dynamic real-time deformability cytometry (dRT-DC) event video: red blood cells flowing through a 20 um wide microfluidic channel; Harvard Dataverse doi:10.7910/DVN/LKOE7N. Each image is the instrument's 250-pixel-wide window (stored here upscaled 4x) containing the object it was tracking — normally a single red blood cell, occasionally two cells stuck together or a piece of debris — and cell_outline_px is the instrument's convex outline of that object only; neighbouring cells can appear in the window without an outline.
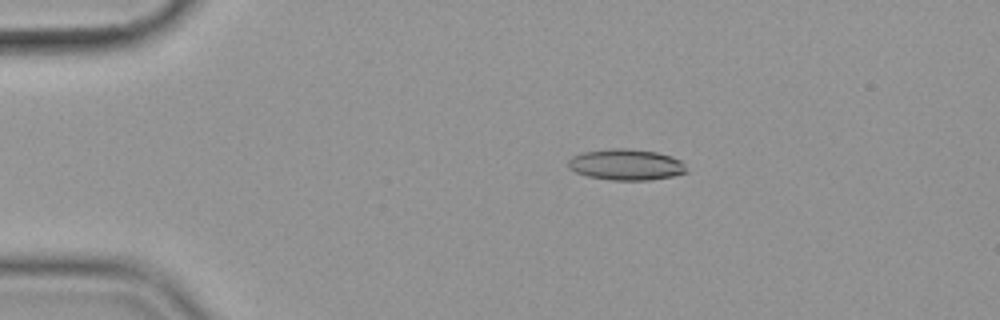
{"species": "common noctule bat (a hibernating species)", "species_latin": "Nyctalus noctula", "temperature_condition": "cold", "stored_images_in_passage": 50, "camera_frame_rate_fps": 3000, "um_per_image_px": 0.085, "animal": {"sex": "female", "body_mass_g": 19.9}, "frame": {"image": 1, "passage_image": 5, "time_ms": 1.333, "image_size_px": [1000, 320], "cell_outline_px": [[688, 172], [672, 176], [648, 180], [612, 180], [588, 176], [576, 172], [568, 168], [568, 160], [572, 156], [580, 152], [612, 148], [628, 148], [656, 152], [672, 156], [680, 160], [684, 164]], "centroid_in_image_um": [53.2, 13.98], "position_along_channel_um": 31.8, "area_um2": 21.5}}
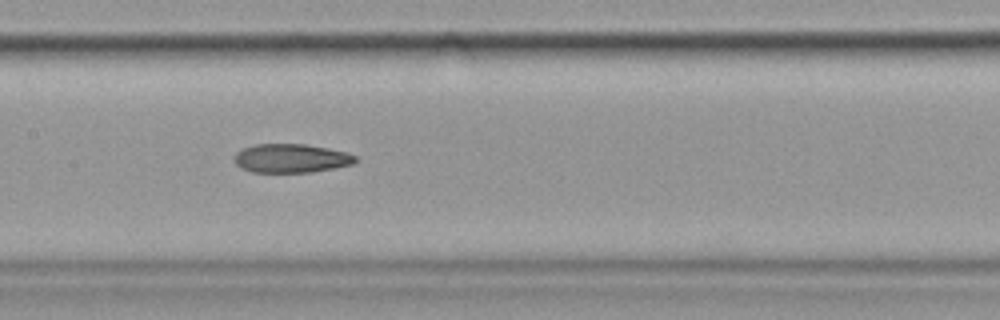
{"frame": {"image": 2, "passage_image": 22, "time_ms": 7.0, "image_size_px": [1000, 320], "cell_outline_px": [[356, 160], [352, 164], [336, 168], [312, 172], [252, 172], [240, 168], [236, 164], [232, 156], [236, 152], [244, 148], [256, 144], [304, 144], [328, 148], [348, 152], [356, 156]], "centroid_in_image_um": [24.73, 13.46], "position_along_channel_um": 182.7, "area_um2": 20.46}}
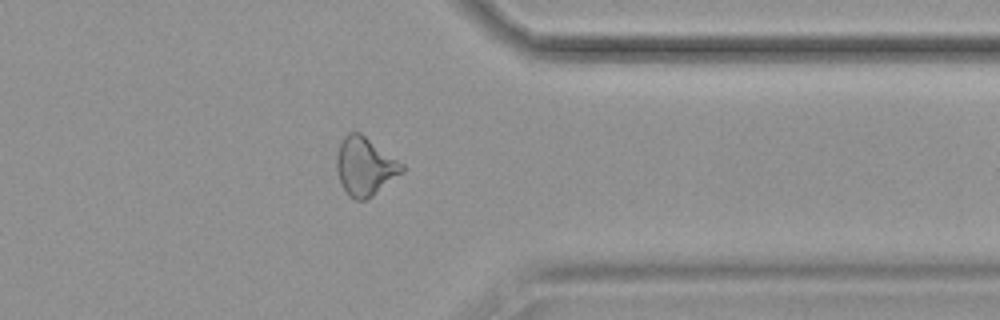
{"frame": {"image": 3, "passage_image": 39, "time_ms": 12.667, "image_size_px": [1000, 320], "cell_outline_px": [[404, 172], [372, 196], [364, 200], [356, 200], [348, 196], [340, 180], [336, 168], [336, 156], [340, 144], [344, 136], [348, 132], [360, 132], [404, 164]], "centroid_in_image_um": [31.03, 14.14], "position_along_channel_um": 380.4, "area_um2": 22.14}, "authors_computed_cell_mechanics": {"area_um2": 21.4727, "velocity_mm_per_s": 3.5994, "shape_relaxation_time_tau1_ms": null, "shape_relaxation_time_tau2_ms": 5.0043, "deformation_change_tau1": null, "deformation_change_tau2": 0.1418}}